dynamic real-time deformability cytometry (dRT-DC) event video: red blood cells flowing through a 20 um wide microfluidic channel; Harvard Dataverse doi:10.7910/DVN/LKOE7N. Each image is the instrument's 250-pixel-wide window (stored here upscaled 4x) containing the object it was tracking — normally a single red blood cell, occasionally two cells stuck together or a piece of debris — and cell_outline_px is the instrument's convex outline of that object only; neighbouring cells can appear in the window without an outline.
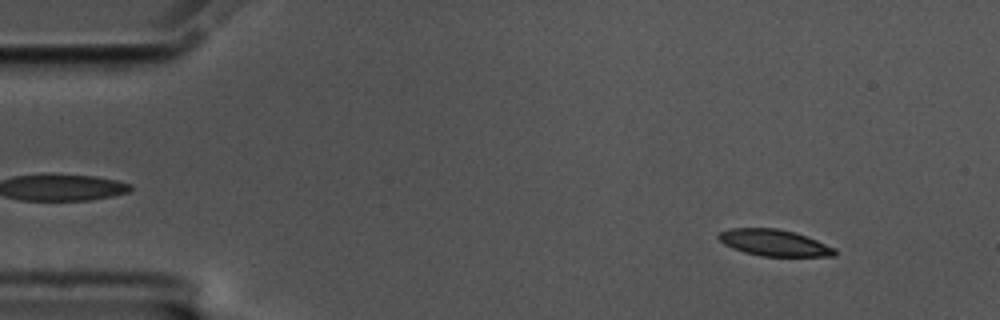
{"species": "common noctule bat (a hibernating species)", "species_latin": "Nyctalus noctula", "temperature_condition": "cold", "stored_images_in_passage": 57, "camera_frame_rate_fps": 3000, "um_per_image_px": 0.085, "animal": {"sex": "male", "body_mass_g": 17.5, "forearm_length_mm": 52.3}, "frame": {"image": 1, "passage_image": 6, "time_ms": 1.667, "image_size_px": [1000, 320], "cell_outline_px": [[836, 256], [760, 256], [744, 252], [732, 248], [724, 244], [716, 236], [720, 232], [728, 228], [776, 228], [796, 232], [808, 236], [836, 248]], "centroid_in_image_um": [65.81, 20.63], "position_along_channel_um": 19.2, "area_um2": 18.09}}
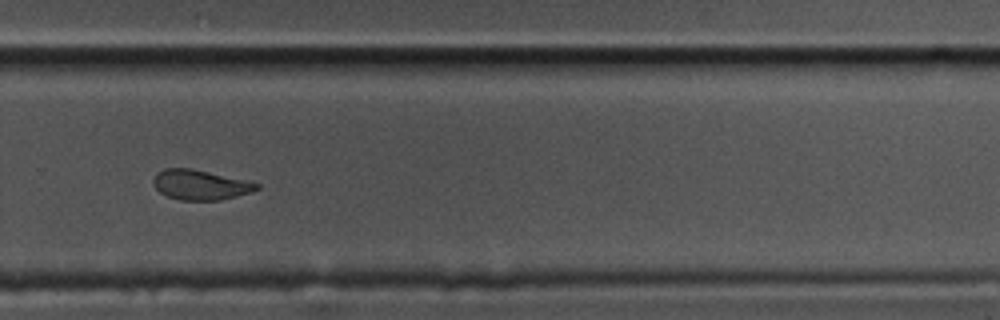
{"frame": {"image": 2, "passage_image": 39, "time_ms": 12.667, "image_size_px": [1000, 320], "cell_outline_px": [[260, 188], [252, 192], [220, 200], [180, 200], [168, 196], [160, 192], [152, 184], [152, 180], [156, 172], [164, 168], [192, 168], [244, 180], [260, 184]], "centroid_in_image_um": [16.99, 15.7], "position_along_channel_um": 312.8, "area_um2": 18.03}}
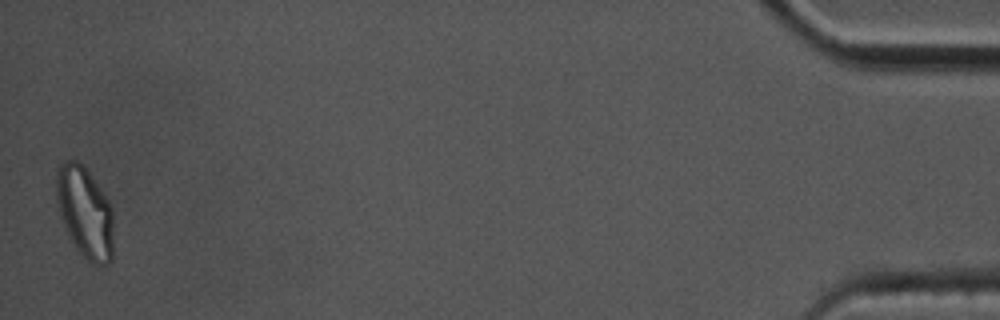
{"frame": {"image": 3, "passage_image": 57, "time_ms": 18.667, "image_size_px": [1000, 320], "cell_outline_px": [[112, 260], [108, 264], [88, 264], [76, 248], [68, 236], [56, 200], [56, 168], [64, 160], [76, 160], [88, 172], [100, 188], [108, 200], [112, 208]], "centroid_in_image_um": [7.2, 18.07], "position_along_channel_um": 428.0, "area_um2": 30.35}, "authors_computed_cell_mechanics": {"area_um2": 19.1318, "velocity_mm_per_s": 3.4644, "shape_relaxation_time_tau1_ms": 7.2296, "shape_relaxation_time_tau2_ms": 3.0, "deformation_change_tau1": 0.1817, "deformation_change_tau2": 0.0803}}